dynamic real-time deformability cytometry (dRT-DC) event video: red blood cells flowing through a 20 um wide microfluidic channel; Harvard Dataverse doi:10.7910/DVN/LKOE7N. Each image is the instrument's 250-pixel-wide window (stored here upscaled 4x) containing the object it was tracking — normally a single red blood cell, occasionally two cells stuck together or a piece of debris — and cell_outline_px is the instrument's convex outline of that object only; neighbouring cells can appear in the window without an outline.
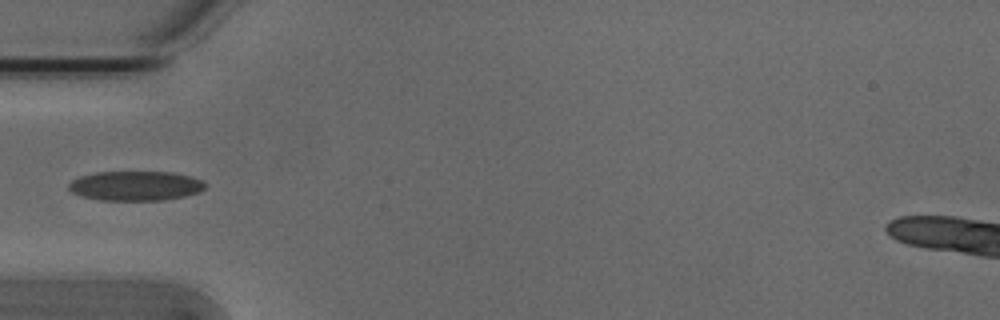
{"species": "Egyptian fruit bat (a non-hibernating species)", "species_latin": "Rousettus aegyptiacus", "temperature_condition": "cold", "stored_images_in_passage": 15, "camera_frame_rate_fps": 3000, "um_per_image_px": 0.085, "animal": {"sex": "male"}, "frame": {"image": 1, "passage_image": 1, "time_ms": 0.0, "image_size_px": [1000, 320], "cell_outline_px": [[204, 188], [200, 192], [184, 196], [164, 200], [100, 200], [84, 196], [72, 192], [68, 188], [68, 184], [72, 180], [80, 176], [96, 172], [172, 172], [192, 176], [204, 180]], "centroid_in_image_um": [11.54, 15.79], "position_along_channel_um": 73.5, "area_um2": 23.52}}